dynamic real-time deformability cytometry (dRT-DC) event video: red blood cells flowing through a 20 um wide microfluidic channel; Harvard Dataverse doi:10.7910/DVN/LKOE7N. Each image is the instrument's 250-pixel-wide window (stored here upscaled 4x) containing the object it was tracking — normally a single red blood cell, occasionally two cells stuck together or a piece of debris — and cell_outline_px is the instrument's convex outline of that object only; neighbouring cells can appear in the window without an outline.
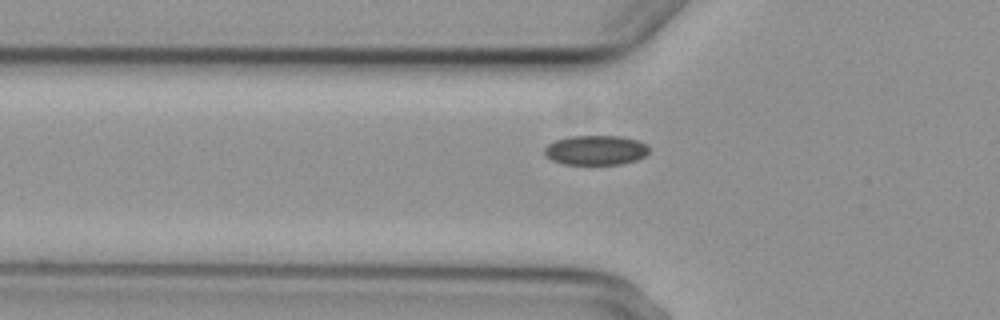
{"species": "common noctule bat (a hibernating species)", "species_latin": "Nyctalus noctula", "temperature_condition": "cold", "stored_images_in_passage": 7, "camera_frame_rate_fps": 3000, "um_per_image_px": 0.085, "animal": {"sex": "female", "body_mass_g": 29.2, "forearm_length_mm": 56.3}, "frame": {"image": 1, "passage_image": 7, "time_ms": 8.0, "image_size_px": [1000, 320], "cell_outline_px": [[648, 152], [644, 156], [636, 160], [624, 164], [564, 164], [552, 160], [544, 156], [544, 148], [548, 144], [556, 140], [568, 136], [620, 136], [640, 140], [648, 144]], "centroid_in_image_um": [50.64, 12.76], "position_along_channel_um": 75.2, "area_um2": 18.26}}